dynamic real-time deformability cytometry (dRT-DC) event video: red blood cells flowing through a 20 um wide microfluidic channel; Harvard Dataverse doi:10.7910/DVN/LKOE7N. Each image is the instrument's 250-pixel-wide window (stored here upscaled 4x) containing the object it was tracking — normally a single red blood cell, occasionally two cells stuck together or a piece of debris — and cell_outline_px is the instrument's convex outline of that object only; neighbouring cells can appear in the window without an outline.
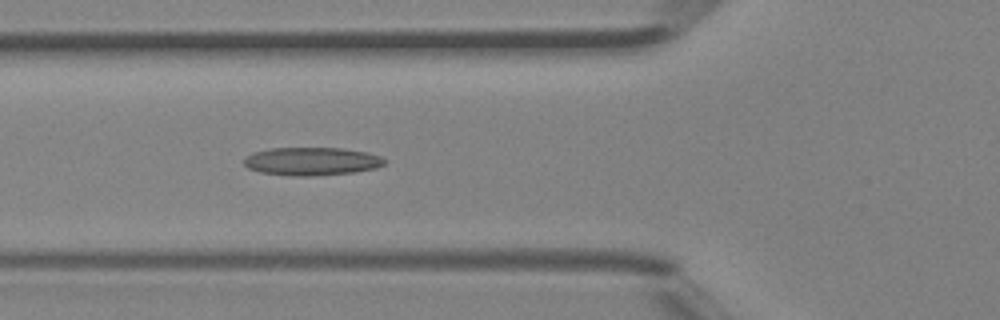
{"species": "Egyptian fruit bat (a non-hibernating species)", "species_latin": "Rousettus aegyptiacus", "temperature_condition": "room temperature", "stored_images_in_passage": 32, "camera_frame_rate_fps": 3000, "um_per_image_px": 0.085, "animal": {"sex": "female"}, "frame": {"image": 1, "passage_image": 5, "time_ms": 1.333, "image_size_px": [1000, 320], "cell_outline_px": [[384, 164], [376, 168], [352, 172], [312, 176], [288, 176], [260, 172], [248, 168], [244, 164], [244, 160], [252, 152], [272, 148], [340, 148], [368, 152], [380, 156], [384, 160]], "centroid_in_image_um": [26.47, 13.71], "position_along_channel_um": 99.3, "area_um2": 22.95}, "authors_computed_cell_mechanics": {"area_um2": 24.4494, "velocity_mm_per_s": 4.5554, "shape_relaxation_time_tau1_ms": 2.7724, "shape_relaxation_time_tau2_ms": 1.1334, "deformation_change_tau1": 0.1468, "deformation_change_tau2": 0.0674}}